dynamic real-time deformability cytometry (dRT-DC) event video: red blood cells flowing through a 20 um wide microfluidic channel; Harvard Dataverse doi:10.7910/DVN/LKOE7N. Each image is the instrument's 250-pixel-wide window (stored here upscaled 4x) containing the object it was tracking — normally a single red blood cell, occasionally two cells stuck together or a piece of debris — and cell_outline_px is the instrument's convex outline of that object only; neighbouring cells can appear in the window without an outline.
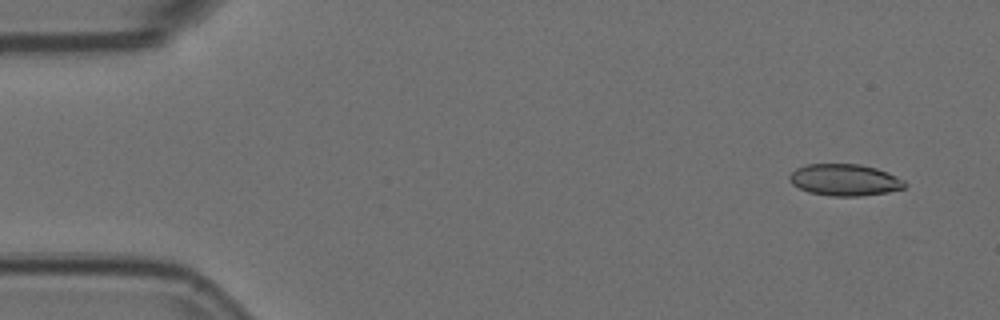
{"species": "Egyptian fruit bat (a non-hibernating species)", "species_latin": "Rousettus aegyptiacus", "temperature_condition": "room temperature", "stored_images_in_passage": 6, "camera_frame_rate_fps": 3000, "um_per_image_px": 0.085, "animal": {"sex": "female"}, "frame": {"image": 1, "passage_image": 2, "time_ms": 0.333, "image_size_px": [1000, 320], "cell_outline_px": [[908, 184], [904, 188], [888, 192], [860, 196], [832, 196], [808, 192], [792, 184], [788, 180], [788, 176], [796, 168], [808, 164], [860, 164], [876, 168], [888, 172], [904, 180]], "centroid_in_image_um": [71.8, 15.29], "position_along_channel_um": 13.2, "area_um2": 21.39}}